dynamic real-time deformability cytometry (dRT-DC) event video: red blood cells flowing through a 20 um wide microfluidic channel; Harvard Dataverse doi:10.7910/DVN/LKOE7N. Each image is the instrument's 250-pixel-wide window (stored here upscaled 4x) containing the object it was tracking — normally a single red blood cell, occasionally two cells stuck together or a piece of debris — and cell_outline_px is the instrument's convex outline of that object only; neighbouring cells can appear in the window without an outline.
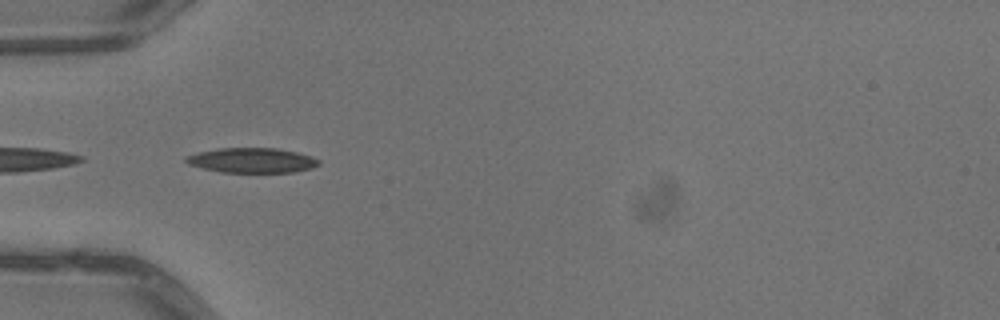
{"species": "common noctule bat (a hibernating species)", "species_latin": "Nyctalus noctula", "temperature_condition": "warm", "stored_images_in_passage": 6, "segment_of_instrument_passage": [2, 2], "camera_frame_rate_fps": 3000, "um_per_image_px": 0.085, "animal": {"sex": "male", "body_mass_g": 13.3}, "frame": {"image": 1, "passage_image": 4, "time_ms": 1.0, "image_size_px": [1000, 320], "cell_outline_px": [[320, 164], [312, 168], [292, 172], [220, 172], [188, 164], [184, 160], [184, 156], [200, 152], [220, 148], [276, 148], [296, 152], [320, 160]], "centroid_in_image_um": [21.4, 13.63], "position_along_channel_um": 63.6, "area_um2": 19.07}}
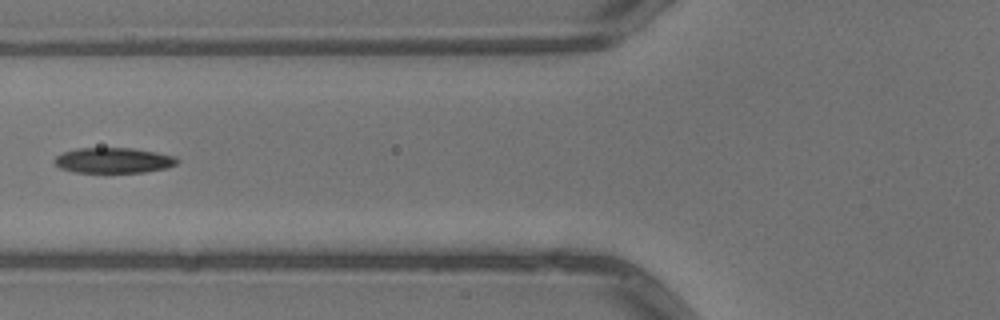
{"frame": {"image": 2, "passage_image": 5, "time_ms": 1.333, "image_size_px": [1000, 320], "cell_outline_px": [[180, 160], [176, 164], [164, 168], [144, 172], [76, 172], [60, 168], [52, 160], [56, 156], [64, 152], [76, 148], [132, 148], [156, 152], [176, 156]], "centroid_in_image_um": [9.64, 13.62], "position_along_channel_um": 116.2, "area_um2": 18.09}}
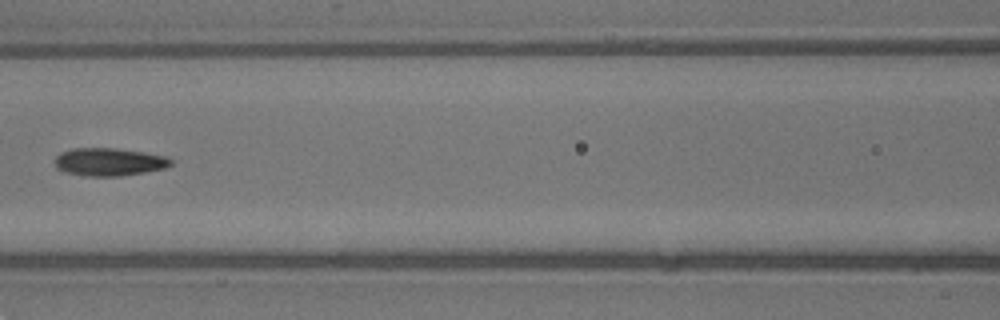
{"frame": {"image": 3, "passage_image": 6, "time_ms": 1.667, "image_size_px": [1000, 320], "cell_outline_px": [[172, 164], [164, 168], [144, 172], [120, 176], [88, 176], [68, 172], [56, 168], [56, 156], [60, 152], [72, 148], [116, 148], [168, 156], [172, 160]], "centroid_in_image_um": [9.29, 13.75], "position_along_channel_um": 157.3, "area_um2": 18.73}}